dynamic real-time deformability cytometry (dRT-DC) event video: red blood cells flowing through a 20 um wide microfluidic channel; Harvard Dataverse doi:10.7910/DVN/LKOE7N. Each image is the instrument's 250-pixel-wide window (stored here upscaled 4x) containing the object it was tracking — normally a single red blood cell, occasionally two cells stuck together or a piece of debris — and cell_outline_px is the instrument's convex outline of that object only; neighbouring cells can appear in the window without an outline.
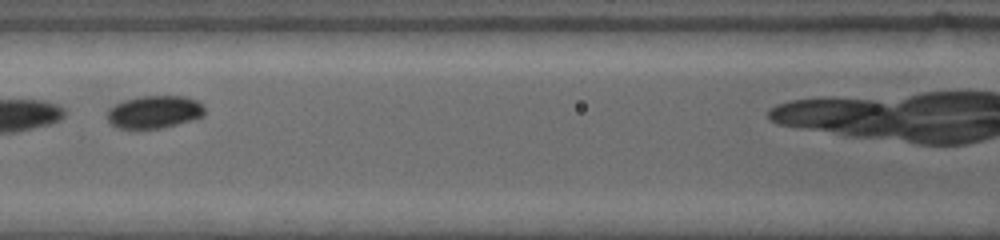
{"species": "common noctule bat (a hibernating species)", "species_latin": "Nyctalus noctula", "temperature_condition": "warm", "stored_images_in_passage": 4, "camera_frame_rate_fps": 5000, "um_per_image_px": 0.085, "animal": {"sex": "female", "body_mass_g": 19.0, "forearm_length_mm": 53.3}, "frame": {"image": 1, "passage_image": 3, "time_ms": 2.4, "image_size_px": [1000, 240], "cell_outline_px": [[204, 116], [196, 120], [164, 128], [120, 128], [112, 124], [108, 120], [108, 108], [124, 100], [140, 96], [184, 96], [196, 100], [204, 108]], "centroid_in_image_um": [13.16, 9.52], "position_along_channel_um": 153.4, "area_um2": 18.61}}
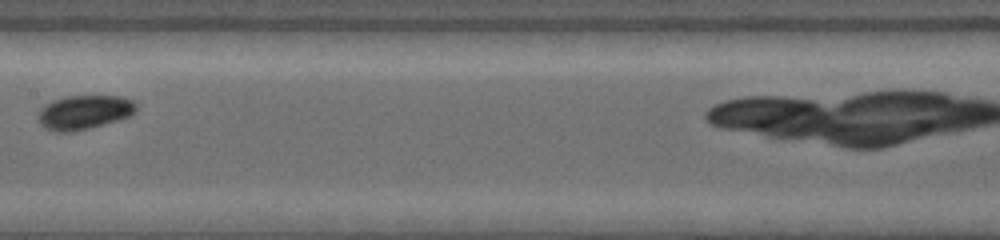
{"frame": {"image": 2, "passage_image": 4, "time_ms": 3.6, "image_size_px": [1000, 240], "cell_outline_px": [[136, 112], [128, 116], [116, 120], [88, 128], [72, 132], [52, 132], [44, 128], [40, 124], [40, 108], [52, 100], [68, 96], [120, 96], [132, 100], [136, 104]], "centroid_in_image_um": [7.14, 9.54], "position_along_channel_um": 200.3, "area_um2": 19.31}}